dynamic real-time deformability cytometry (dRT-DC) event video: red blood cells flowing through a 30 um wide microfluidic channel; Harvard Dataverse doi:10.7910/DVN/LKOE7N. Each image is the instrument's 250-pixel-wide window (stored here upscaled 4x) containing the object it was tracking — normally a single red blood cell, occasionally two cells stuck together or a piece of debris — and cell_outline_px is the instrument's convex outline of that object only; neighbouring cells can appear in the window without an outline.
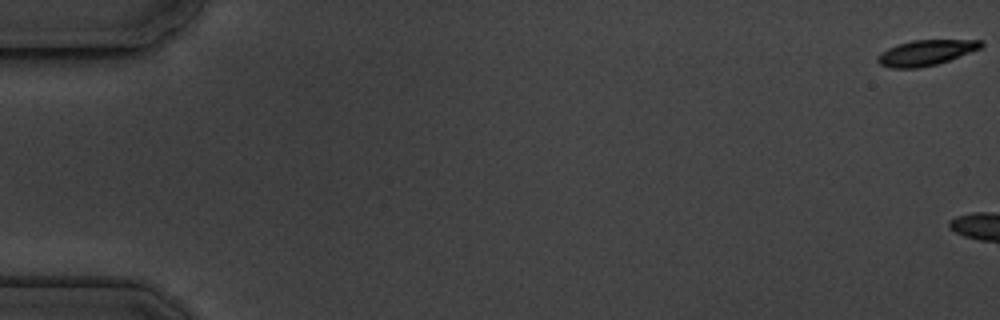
{"species": "common noctule bat (a hibernating species)", "species_latin": "Nyctalus noctula", "temperature_condition": "cold", "stored_images_in_passage": 6, "camera_frame_rate_fps": 3000, "um_per_image_px": 0.085, "animal": {"sex": "male", "body_mass_g": 19.5, "forearm_length_mm": 54.6}, "frame": {"image": 1, "passage_image": 1, "time_ms": 0.0, "image_size_px": [1000, 320], "cell_outline_px": [[984, 44], [980, 48], [948, 60], [936, 64], [920, 68], [892, 68], [880, 64], [876, 60], [876, 56], [880, 52], [888, 48], [912, 40], [984, 40]], "centroid_in_image_um": [78.66, 4.48], "position_along_channel_um": 6.3, "area_um2": 15.2}}